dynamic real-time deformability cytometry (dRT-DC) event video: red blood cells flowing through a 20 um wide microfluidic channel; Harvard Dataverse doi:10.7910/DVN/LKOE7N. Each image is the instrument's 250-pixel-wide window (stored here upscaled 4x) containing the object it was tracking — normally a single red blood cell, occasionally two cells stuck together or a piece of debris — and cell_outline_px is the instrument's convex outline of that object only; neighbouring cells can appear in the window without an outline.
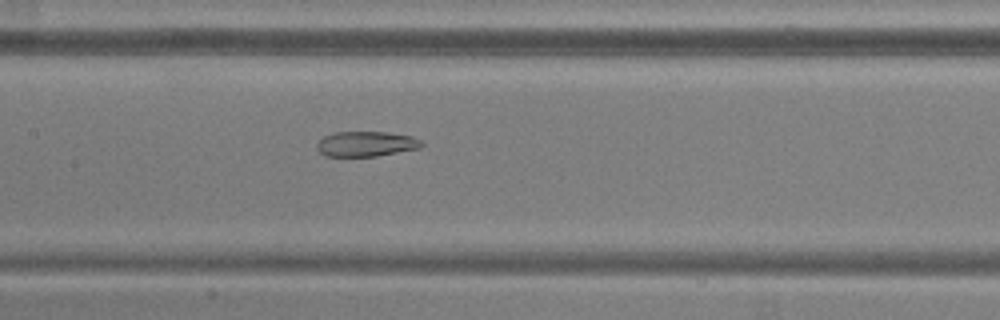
{"species": "common noctule bat (a hibernating species)", "species_latin": "Nyctalus noctula", "temperature_condition": "warm", "stored_images_in_passage": 52, "camera_frame_rate_fps": 3000, "um_per_image_px": 0.085, "animal": {"sex": "male", "body_mass_g": 20.5, "forearm_length_mm": 52.5}, "frame": {"image": 1, "passage_image": 24, "time_ms": 7.667, "image_size_px": [1000, 320], "cell_outline_px": [[424, 144], [420, 148], [376, 156], [324, 156], [316, 148], [316, 144], [324, 136], [332, 132], [388, 132], [412, 136], [420, 140]], "centroid_in_image_um": [31.1, 12.23], "position_along_channel_um": 176.3, "area_um2": 15.37}}
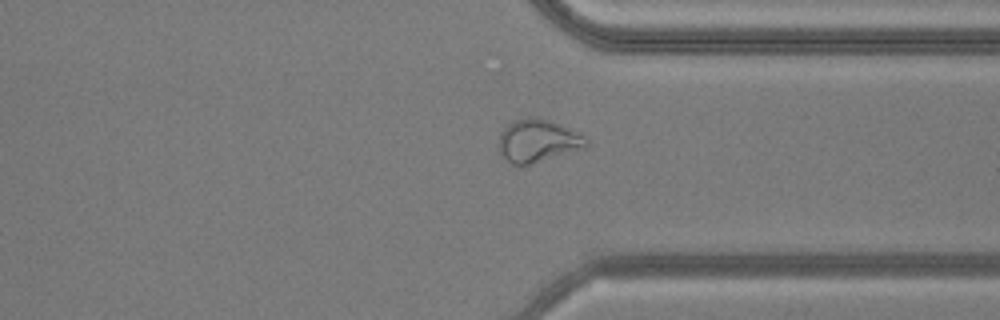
{"frame": {"image": 2, "passage_image": 39, "time_ms": 12.667, "image_size_px": [1000, 320], "cell_outline_px": [[588, 144], [584, 148], [520, 168], [512, 164], [500, 152], [500, 132], [512, 120], [548, 120], [568, 128], [584, 136], [588, 140]], "centroid_in_image_um": [45.71, 12.03], "position_along_channel_um": 365.7, "area_um2": 21.27}}
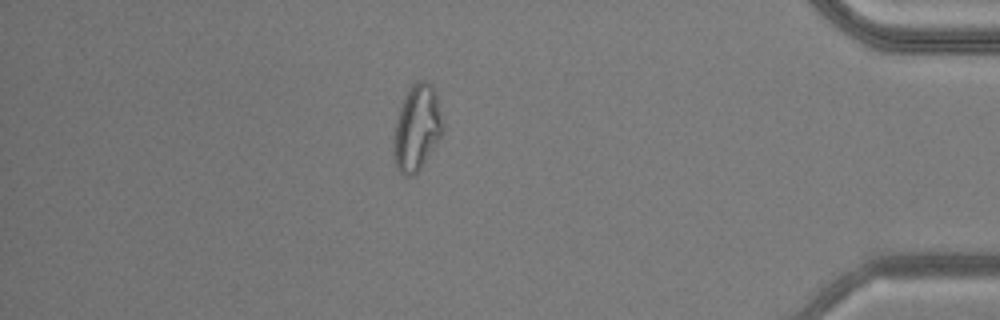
{"frame": {"image": 3, "passage_image": 45, "time_ms": 14.667, "image_size_px": [1000, 320], "cell_outline_px": [[444, 132], [416, 176], [404, 176], [396, 168], [392, 156], [392, 140], [396, 120], [404, 96], [412, 84], [416, 80], [424, 80], [432, 84], [436, 96], [444, 124]], "centroid_in_image_um": [35.42, 10.92], "position_along_channel_um": 399.8, "area_um2": 25.14}, "authors_computed_cell_mechanics": {"area_um2": 23.1778, "velocity_mm_per_s": 3.819, "shape_relaxation_time_tau1_ms": null, "shape_relaxation_time_tau2_ms": 2.624, "deformation_change_tau1": null, "deformation_change_tau2": 0.1036}}